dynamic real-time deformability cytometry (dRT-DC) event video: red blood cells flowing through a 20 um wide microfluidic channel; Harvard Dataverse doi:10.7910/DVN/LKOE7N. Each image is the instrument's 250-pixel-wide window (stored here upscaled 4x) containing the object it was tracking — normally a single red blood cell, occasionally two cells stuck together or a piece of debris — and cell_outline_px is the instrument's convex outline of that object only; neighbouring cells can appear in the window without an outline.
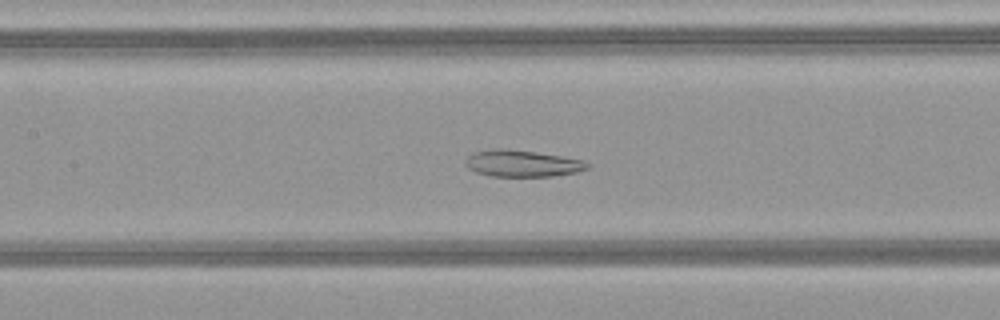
{"species": "common noctule bat (a hibernating species)", "species_latin": "Nyctalus noctula", "temperature_condition": "warm", "stored_images_in_passage": 50, "camera_frame_rate_fps": 3000, "um_per_image_px": 0.085, "animal": {"sex": "female", "body_mass_g": 21.9}, "frame": {"image": 1, "passage_image": 23, "time_ms": 7.333, "image_size_px": [1000, 320], "cell_outline_px": [[592, 164], [588, 168], [576, 172], [552, 176], [492, 176], [476, 172], [468, 168], [464, 164], [464, 160], [468, 156], [476, 152], [496, 148], [504, 148], [536, 152], [584, 160]], "centroid_in_image_um": [44.39, 13.89], "position_along_channel_um": 163.0, "area_um2": 18.9}}
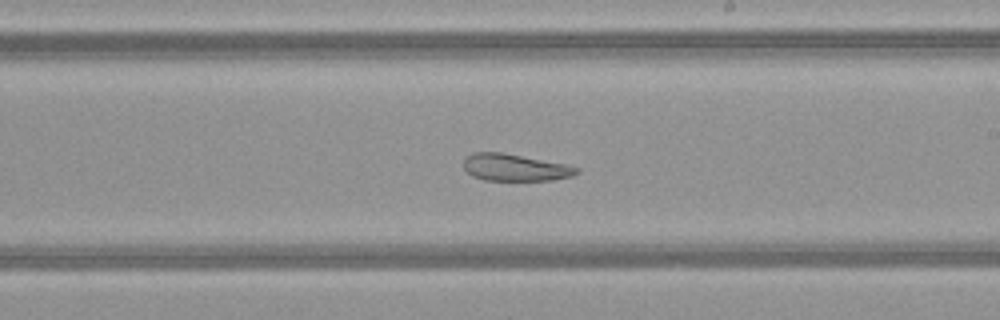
{"frame": {"image": 2, "passage_image": 29, "time_ms": 9.333, "image_size_px": [1000, 320], "cell_outline_px": [[580, 172], [572, 176], [552, 180], [484, 180], [472, 176], [464, 168], [464, 160], [472, 152], [504, 152], [568, 164], [580, 168]], "centroid_in_image_um": [43.82, 14.23], "position_along_channel_um": 245.2, "area_um2": 17.98}}
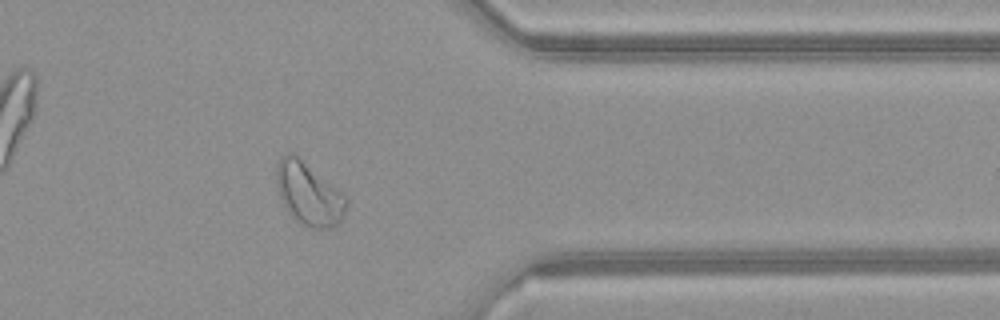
{"frame": {"image": 3, "passage_image": 40, "time_ms": 13.0, "image_size_px": [1000, 320], "cell_outline_px": [[348, 204], [344, 216], [336, 224], [328, 228], [312, 228], [300, 224], [284, 208], [280, 196], [276, 180], [276, 168], [284, 152], [292, 152], [336, 188], [348, 200]], "centroid_in_image_um": [26.22, 16.49], "position_along_channel_um": 385.2, "area_um2": 25.14}, "authors_computed_cell_mechanics": {"area_um2": 26.4435, "velocity_mm_per_s": 4.125, "shape_relaxation_time_tau1_ms": null, "shape_relaxation_time_tau2_ms": 8.6315, "deformation_change_tau1": null, "deformation_change_tau2": 0.1969}}